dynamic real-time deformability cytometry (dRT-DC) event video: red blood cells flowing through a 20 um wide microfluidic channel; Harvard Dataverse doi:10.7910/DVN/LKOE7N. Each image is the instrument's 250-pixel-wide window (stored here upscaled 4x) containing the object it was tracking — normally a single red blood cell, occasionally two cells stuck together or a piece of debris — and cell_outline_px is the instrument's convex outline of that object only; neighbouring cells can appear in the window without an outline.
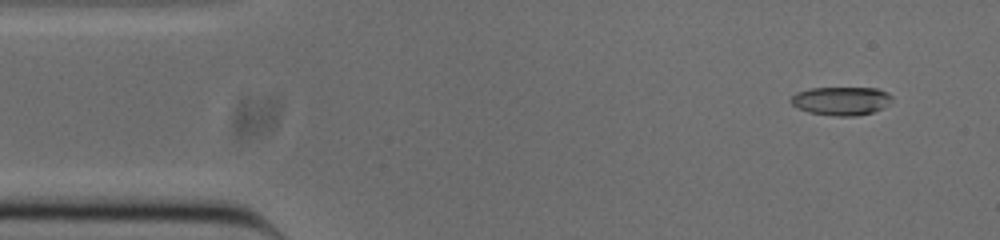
{"species": "common noctule bat (a hibernating species)", "species_latin": "Nyctalus noctula", "temperature_condition": "cold", "stored_images_in_passage": 52, "camera_frame_rate_fps": 3000, "um_per_image_px": 0.085, "animal": {"sex": "male", "body_mass_g": 20.0, "forearm_length_mm": 53.3}, "frame": {"image": 1, "passage_image": 4, "time_ms": 1.0, "image_size_px": [1000, 240], "cell_outline_px": [[892, 100], [888, 104], [872, 112], [856, 116], [832, 116], [808, 112], [792, 104], [788, 100], [796, 92], [812, 88], [876, 88], [888, 92], [892, 96]], "centroid_in_image_um": [71.49, 8.57], "position_along_channel_um": 13.5, "area_um2": 16.76}}
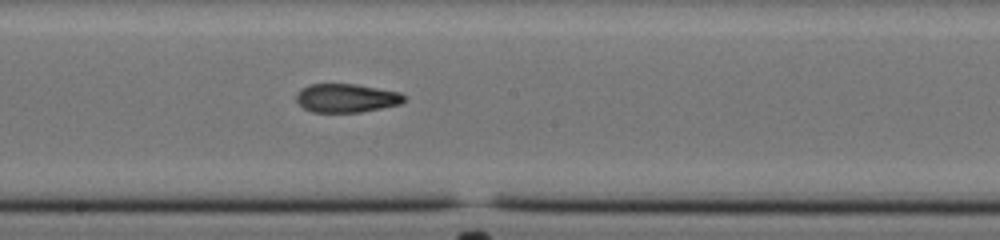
{"frame": {"image": 2, "passage_image": 27, "time_ms": 8.667, "image_size_px": [1000, 240], "cell_outline_px": [[404, 100], [400, 104], [360, 112], [312, 112], [304, 108], [296, 100], [296, 92], [300, 88], [308, 84], [356, 84], [400, 92], [404, 96]], "centroid_in_image_um": [29.4, 8.32], "position_along_channel_um": 218.8, "area_um2": 17.98}}
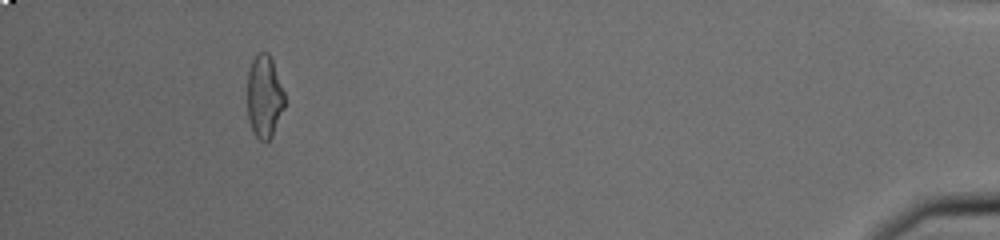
{"frame": {"image": 3, "passage_image": 48, "time_ms": 15.667, "image_size_px": [1000, 240], "cell_outline_px": [[284, 108], [272, 136], [268, 140], [260, 140], [256, 136], [248, 120], [248, 72], [252, 60], [260, 52], [268, 52], [272, 60], [284, 92]], "centroid_in_image_um": [22.47, 8.21], "position_along_channel_um": 412.7, "area_um2": 17.69}, "authors_computed_cell_mechanics": {"area_um2": 18.3226, "velocity_mm_per_s": 3.863, "shape_relaxation_time_tau1_ms": 9.1393, "shape_relaxation_time_tau2_ms": 1.6434, "deformation_change_tau1": 0.2583, "deformation_change_tau2": 0.0797}}